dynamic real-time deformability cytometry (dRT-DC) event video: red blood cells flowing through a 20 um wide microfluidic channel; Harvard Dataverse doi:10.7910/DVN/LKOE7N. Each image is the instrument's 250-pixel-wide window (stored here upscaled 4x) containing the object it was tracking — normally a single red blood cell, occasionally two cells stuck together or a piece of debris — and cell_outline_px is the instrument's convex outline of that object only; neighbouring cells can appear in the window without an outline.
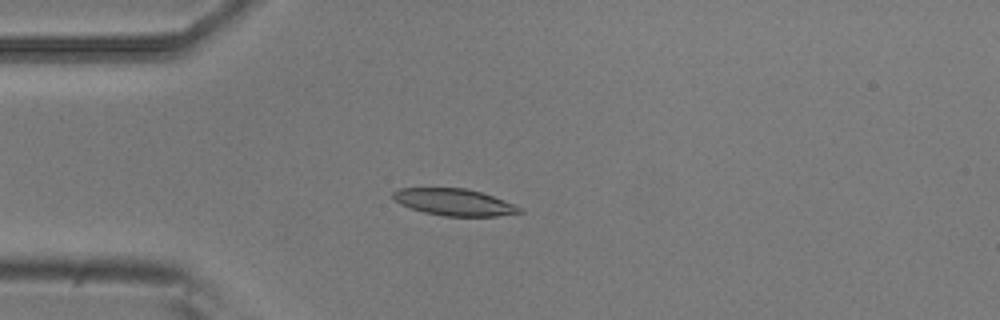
{"species": "common noctule bat (a hibernating species)", "species_latin": "Nyctalus noctula", "temperature_condition": "room temperature", "stored_images_in_passage": 3, "camera_frame_rate_fps": 3000, "um_per_image_px": 0.085, "animal": {"sex": "male", "body_mass_g": 20.5, "forearm_length_mm": 52.5}, "frame": {"image": 1, "passage_image": 2, "time_ms": 0.333, "image_size_px": [1000, 320], "cell_outline_px": [[524, 212], [496, 216], [444, 216], [424, 212], [400, 204], [392, 196], [392, 192], [400, 188], [464, 188], [480, 192], [516, 204], [524, 208]], "centroid_in_image_um": [38.65, 17.19], "position_along_channel_um": 46.4, "area_um2": 19.71}}